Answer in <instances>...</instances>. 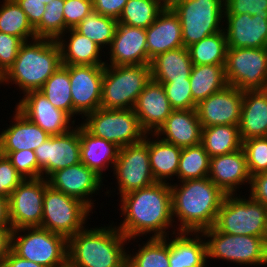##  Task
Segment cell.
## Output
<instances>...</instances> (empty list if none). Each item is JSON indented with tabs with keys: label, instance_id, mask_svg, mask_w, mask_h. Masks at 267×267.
<instances>
[{
	"label": "cell",
	"instance_id": "cell-1",
	"mask_svg": "<svg viewBox=\"0 0 267 267\" xmlns=\"http://www.w3.org/2000/svg\"><path fill=\"white\" fill-rule=\"evenodd\" d=\"M124 219L116 227L129 239L167 237L173 226L170 183L155 182L120 197ZM154 233V234H153Z\"/></svg>",
	"mask_w": 267,
	"mask_h": 267
},
{
	"label": "cell",
	"instance_id": "cell-2",
	"mask_svg": "<svg viewBox=\"0 0 267 267\" xmlns=\"http://www.w3.org/2000/svg\"><path fill=\"white\" fill-rule=\"evenodd\" d=\"M181 183V184H180ZM171 184L172 218L177 232H201L214 226L226 194L208 177Z\"/></svg>",
	"mask_w": 267,
	"mask_h": 267
},
{
	"label": "cell",
	"instance_id": "cell-3",
	"mask_svg": "<svg viewBox=\"0 0 267 267\" xmlns=\"http://www.w3.org/2000/svg\"><path fill=\"white\" fill-rule=\"evenodd\" d=\"M127 241L113 223L84 228L68 238L67 267H127Z\"/></svg>",
	"mask_w": 267,
	"mask_h": 267
},
{
	"label": "cell",
	"instance_id": "cell-4",
	"mask_svg": "<svg viewBox=\"0 0 267 267\" xmlns=\"http://www.w3.org/2000/svg\"><path fill=\"white\" fill-rule=\"evenodd\" d=\"M61 65L57 40L36 38L21 45L13 65L0 78V84H16L23 94L38 91Z\"/></svg>",
	"mask_w": 267,
	"mask_h": 267
},
{
	"label": "cell",
	"instance_id": "cell-5",
	"mask_svg": "<svg viewBox=\"0 0 267 267\" xmlns=\"http://www.w3.org/2000/svg\"><path fill=\"white\" fill-rule=\"evenodd\" d=\"M151 79L150 65H105L100 108L133 109Z\"/></svg>",
	"mask_w": 267,
	"mask_h": 267
},
{
	"label": "cell",
	"instance_id": "cell-6",
	"mask_svg": "<svg viewBox=\"0 0 267 267\" xmlns=\"http://www.w3.org/2000/svg\"><path fill=\"white\" fill-rule=\"evenodd\" d=\"M11 250L43 267H67L68 239L42 227L12 230Z\"/></svg>",
	"mask_w": 267,
	"mask_h": 267
},
{
	"label": "cell",
	"instance_id": "cell-7",
	"mask_svg": "<svg viewBox=\"0 0 267 267\" xmlns=\"http://www.w3.org/2000/svg\"><path fill=\"white\" fill-rule=\"evenodd\" d=\"M237 195L225 196L213 227L226 234L262 237L267 241V206L250 195L248 199Z\"/></svg>",
	"mask_w": 267,
	"mask_h": 267
},
{
	"label": "cell",
	"instance_id": "cell-8",
	"mask_svg": "<svg viewBox=\"0 0 267 267\" xmlns=\"http://www.w3.org/2000/svg\"><path fill=\"white\" fill-rule=\"evenodd\" d=\"M200 233L208 238L205 239L207 259L249 266L267 265V241L262 237L226 234L214 227Z\"/></svg>",
	"mask_w": 267,
	"mask_h": 267
},
{
	"label": "cell",
	"instance_id": "cell-9",
	"mask_svg": "<svg viewBox=\"0 0 267 267\" xmlns=\"http://www.w3.org/2000/svg\"><path fill=\"white\" fill-rule=\"evenodd\" d=\"M92 211L79 199L52 188L45 179L43 217L40 227L68 239L86 227L84 224Z\"/></svg>",
	"mask_w": 267,
	"mask_h": 267
},
{
	"label": "cell",
	"instance_id": "cell-10",
	"mask_svg": "<svg viewBox=\"0 0 267 267\" xmlns=\"http://www.w3.org/2000/svg\"><path fill=\"white\" fill-rule=\"evenodd\" d=\"M172 10L181 22L185 48L206 36L223 31L224 0H185Z\"/></svg>",
	"mask_w": 267,
	"mask_h": 267
},
{
	"label": "cell",
	"instance_id": "cell-11",
	"mask_svg": "<svg viewBox=\"0 0 267 267\" xmlns=\"http://www.w3.org/2000/svg\"><path fill=\"white\" fill-rule=\"evenodd\" d=\"M85 117L81 124L92 135L114 143L119 148L139 143L147 134L133 109L98 108Z\"/></svg>",
	"mask_w": 267,
	"mask_h": 267
},
{
	"label": "cell",
	"instance_id": "cell-12",
	"mask_svg": "<svg viewBox=\"0 0 267 267\" xmlns=\"http://www.w3.org/2000/svg\"><path fill=\"white\" fill-rule=\"evenodd\" d=\"M225 76L228 85L241 91L266 89L267 47L228 48Z\"/></svg>",
	"mask_w": 267,
	"mask_h": 267
},
{
	"label": "cell",
	"instance_id": "cell-13",
	"mask_svg": "<svg viewBox=\"0 0 267 267\" xmlns=\"http://www.w3.org/2000/svg\"><path fill=\"white\" fill-rule=\"evenodd\" d=\"M143 141L121 147L113 167L120 197L155 183L150 167L148 137Z\"/></svg>",
	"mask_w": 267,
	"mask_h": 267
},
{
	"label": "cell",
	"instance_id": "cell-14",
	"mask_svg": "<svg viewBox=\"0 0 267 267\" xmlns=\"http://www.w3.org/2000/svg\"><path fill=\"white\" fill-rule=\"evenodd\" d=\"M45 178L24 179L8 198L12 230L40 227L43 217Z\"/></svg>",
	"mask_w": 267,
	"mask_h": 267
},
{
	"label": "cell",
	"instance_id": "cell-15",
	"mask_svg": "<svg viewBox=\"0 0 267 267\" xmlns=\"http://www.w3.org/2000/svg\"><path fill=\"white\" fill-rule=\"evenodd\" d=\"M34 152L38 167L42 170V178L45 179L56 170L79 164V125L66 133L50 136Z\"/></svg>",
	"mask_w": 267,
	"mask_h": 267
},
{
	"label": "cell",
	"instance_id": "cell-16",
	"mask_svg": "<svg viewBox=\"0 0 267 267\" xmlns=\"http://www.w3.org/2000/svg\"><path fill=\"white\" fill-rule=\"evenodd\" d=\"M104 66L69 65L74 115L85 116L100 108Z\"/></svg>",
	"mask_w": 267,
	"mask_h": 267
},
{
	"label": "cell",
	"instance_id": "cell-17",
	"mask_svg": "<svg viewBox=\"0 0 267 267\" xmlns=\"http://www.w3.org/2000/svg\"><path fill=\"white\" fill-rule=\"evenodd\" d=\"M243 93L244 91L227 85L201 101L196 110L202 128L215 125L238 126L242 112Z\"/></svg>",
	"mask_w": 267,
	"mask_h": 267
},
{
	"label": "cell",
	"instance_id": "cell-18",
	"mask_svg": "<svg viewBox=\"0 0 267 267\" xmlns=\"http://www.w3.org/2000/svg\"><path fill=\"white\" fill-rule=\"evenodd\" d=\"M15 106L50 136L60 135L74 128L75 119L67 112L55 108L39 90L25 93Z\"/></svg>",
	"mask_w": 267,
	"mask_h": 267
},
{
	"label": "cell",
	"instance_id": "cell-19",
	"mask_svg": "<svg viewBox=\"0 0 267 267\" xmlns=\"http://www.w3.org/2000/svg\"><path fill=\"white\" fill-rule=\"evenodd\" d=\"M102 180L100 176L81 162L56 170L47 178L48 184L52 188L79 199L91 210L95 204L92 200V194L99 192L101 186L104 185Z\"/></svg>",
	"mask_w": 267,
	"mask_h": 267
},
{
	"label": "cell",
	"instance_id": "cell-20",
	"mask_svg": "<svg viewBox=\"0 0 267 267\" xmlns=\"http://www.w3.org/2000/svg\"><path fill=\"white\" fill-rule=\"evenodd\" d=\"M105 65H148L146 29L118 23Z\"/></svg>",
	"mask_w": 267,
	"mask_h": 267
},
{
	"label": "cell",
	"instance_id": "cell-21",
	"mask_svg": "<svg viewBox=\"0 0 267 267\" xmlns=\"http://www.w3.org/2000/svg\"><path fill=\"white\" fill-rule=\"evenodd\" d=\"M224 22L228 48L267 47V15L224 14Z\"/></svg>",
	"mask_w": 267,
	"mask_h": 267
},
{
	"label": "cell",
	"instance_id": "cell-22",
	"mask_svg": "<svg viewBox=\"0 0 267 267\" xmlns=\"http://www.w3.org/2000/svg\"><path fill=\"white\" fill-rule=\"evenodd\" d=\"M208 178L226 195H234L240 185L250 184L251 175L243 148L211 157Z\"/></svg>",
	"mask_w": 267,
	"mask_h": 267
},
{
	"label": "cell",
	"instance_id": "cell-23",
	"mask_svg": "<svg viewBox=\"0 0 267 267\" xmlns=\"http://www.w3.org/2000/svg\"><path fill=\"white\" fill-rule=\"evenodd\" d=\"M142 129L155 134L174 110L162 84L151 81L139 94L133 108Z\"/></svg>",
	"mask_w": 267,
	"mask_h": 267
},
{
	"label": "cell",
	"instance_id": "cell-24",
	"mask_svg": "<svg viewBox=\"0 0 267 267\" xmlns=\"http://www.w3.org/2000/svg\"><path fill=\"white\" fill-rule=\"evenodd\" d=\"M15 109L11 125L5 130L3 128L0 133V154L4 156L13 151H35L50 137L47 132Z\"/></svg>",
	"mask_w": 267,
	"mask_h": 267
},
{
	"label": "cell",
	"instance_id": "cell-25",
	"mask_svg": "<svg viewBox=\"0 0 267 267\" xmlns=\"http://www.w3.org/2000/svg\"><path fill=\"white\" fill-rule=\"evenodd\" d=\"M148 65L159 54L183 47L181 22L172 9H163L146 28Z\"/></svg>",
	"mask_w": 267,
	"mask_h": 267
},
{
	"label": "cell",
	"instance_id": "cell-26",
	"mask_svg": "<svg viewBox=\"0 0 267 267\" xmlns=\"http://www.w3.org/2000/svg\"><path fill=\"white\" fill-rule=\"evenodd\" d=\"M155 135L161 140L181 148L200 144L202 125L197 110H173Z\"/></svg>",
	"mask_w": 267,
	"mask_h": 267
},
{
	"label": "cell",
	"instance_id": "cell-27",
	"mask_svg": "<svg viewBox=\"0 0 267 267\" xmlns=\"http://www.w3.org/2000/svg\"><path fill=\"white\" fill-rule=\"evenodd\" d=\"M173 230L171 234L176 237L169 239V267H207L206 243L202 233Z\"/></svg>",
	"mask_w": 267,
	"mask_h": 267
},
{
	"label": "cell",
	"instance_id": "cell-28",
	"mask_svg": "<svg viewBox=\"0 0 267 267\" xmlns=\"http://www.w3.org/2000/svg\"><path fill=\"white\" fill-rule=\"evenodd\" d=\"M238 128L242 141L267 137V89L244 91Z\"/></svg>",
	"mask_w": 267,
	"mask_h": 267
},
{
	"label": "cell",
	"instance_id": "cell-29",
	"mask_svg": "<svg viewBox=\"0 0 267 267\" xmlns=\"http://www.w3.org/2000/svg\"><path fill=\"white\" fill-rule=\"evenodd\" d=\"M80 160L102 179L103 171L113 168L117 160L119 147L107 140L92 135L79 124ZM113 165V166H112Z\"/></svg>",
	"mask_w": 267,
	"mask_h": 267
},
{
	"label": "cell",
	"instance_id": "cell-30",
	"mask_svg": "<svg viewBox=\"0 0 267 267\" xmlns=\"http://www.w3.org/2000/svg\"><path fill=\"white\" fill-rule=\"evenodd\" d=\"M67 33L68 38L65 39L64 37ZM57 42L61 50L62 65L105 66L106 64L100 56L102 49L94 41L78 33L74 28L68 29Z\"/></svg>",
	"mask_w": 267,
	"mask_h": 267
},
{
	"label": "cell",
	"instance_id": "cell-31",
	"mask_svg": "<svg viewBox=\"0 0 267 267\" xmlns=\"http://www.w3.org/2000/svg\"><path fill=\"white\" fill-rule=\"evenodd\" d=\"M192 66L187 48L172 49L151 60V78L155 82L189 80Z\"/></svg>",
	"mask_w": 267,
	"mask_h": 267
},
{
	"label": "cell",
	"instance_id": "cell-32",
	"mask_svg": "<svg viewBox=\"0 0 267 267\" xmlns=\"http://www.w3.org/2000/svg\"><path fill=\"white\" fill-rule=\"evenodd\" d=\"M148 150L150 167L156 182L169 183L173 176L177 177V170L181 155V147L161 140L157 135L150 134ZM152 138V140H151Z\"/></svg>",
	"mask_w": 267,
	"mask_h": 267
},
{
	"label": "cell",
	"instance_id": "cell-33",
	"mask_svg": "<svg viewBox=\"0 0 267 267\" xmlns=\"http://www.w3.org/2000/svg\"><path fill=\"white\" fill-rule=\"evenodd\" d=\"M189 80L192 98L197 105L228 85L225 65H193Z\"/></svg>",
	"mask_w": 267,
	"mask_h": 267
},
{
	"label": "cell",
	"instance_id": "cell-34",
	"mask_svg": "<svg viewBox=\"0 0 267 267\" xmlns=\"http://www.w3.org/2000/svg\"><path fill=\"white\" fill-rule=\"evenodd\" d=\"M201 144L209 157L224 155L242 148L236 125H215L202 128Z\"/></svg>",
	"mask_w": 267,
	"mask_h": 267
},
{
	"label": "cell",
	"instance_id": "cell-35",
	"mask_svg": "<svg viewBox=\"0 0 267 267\" xmlns=\"http://www.w3.org/2000/svg\"><path fill=\"white\" fill-rule=\"evenodd\" d=\"M187 49L193 65H225L228 49L225 32L206 36Z\"/></svg>",
	"mask_w": 267,
	"mask_h": 267
},
{
	"label": "cell",
	"instance_id": "cell-36",
	"mask_svg": "<svg viewBox=\"0 0 267 267\" xmlns=\"http://www.w3.org/2000/svg\"><path fill=\"white\" fill-rule=\"evenodd\" d=\"M57 109L74 117L69 65H61L43 84L39 90Z\"/></svg>",
	"mask_w": 267,
	"mask_h": 267
},
{
	"label": "cell",
	"instance_id": "cell-37",
	"mask_svg": "<svg viewBox=\"0 0 267 267\" xmlns=\"http://www.w3.org/2000/svg\"><path fill=\"white\" fill-rule=\"evenodd\" d=\"M138 246L137 252L127 254V267H169V236L150 237Z\"/></svg>",
	"mask_w": 267,
	"mask_h": 267
},
{
	"label": "cell",
	"instance_id": "cell-38",
	"mask_svg": "<svg viewBox=\"0 0 267 267\" xmlns=\"http://www.w3.org/2000/svg\"><path fill=\"white\" fill-rule=\"evenodd\" d=\"M0 32L19 37L23 42L36 39L34 28L29 23L26 13L15 0H3L1 4Z\"/></svg>",
	"mask_w": 267,
	"mask_h": 267
},
{
	"label": "cell",
	"instance_id": "cell-39",
	"mask_svg": "<svg viewBox=\"0 0 267 267\" xmlns=\"http://www.w3.org/2000/svg\"><path fill=\"white\" fill-rule=\"evenodd\" d=\"M210 157L200 143L181 150L177 179L178 181L202 179L208 177Z\"/></svg>",
	"mask_w": 267,
	"mask_h": 267
},
{
	"label": "cell",
	"instance_id": "cell-40",
	"mask_svg": "<svg viewBox=\"0 0 267 267\" xmlns=\"http://www.w3.org/2000/svg\"><path fill=\"white\" fill-rule=\"evenodd\" d=\"M118 21L92 11L74 29L94 41L101 49L111 45Z\"/></svg>",
	"mask_w": 267,
	"mask_h": 267
},
{
	"label": "cell",
	"instance_id": "cell-41",
	"mask_svg": "<svg viewBox=\"0 0 267 267\" xmlns=\"http://www.w3.org/2000/svg\"><path fill=\"white\" fill-rule=\"evenodd\" d=\"M163 10L159 0H128L118 23L146 29Z\"/></svg>",
	"mask_w": 267,
	"mask_h": 267
},
{
	"label": "cell",
	"instance_id": "cell-42",
	"mask_svg": "<svg viewBox=\"0 0 267 267\" xmlns=\"http://www.w3.org/2000/svg\"><path fill=\"white\" fill-rule=\"evenodd\" d=\"M64 0H51L41 21L34 27L36 38L58 40L68 28L63 16Z\"/></svg>",
	"mask_w": 267,
	"mask_h": 267
},
{
	"label": "cell",
	"instance_id": "cell-43",
	"mask_svg": "<svg viewBox=\"0 0 267 267\" xmlns=\"http://www.w3.org/2000/svg\"><path fill=\"white\" fill-rule=\"evenodd\" d=\"M251 177L267 171V137H253L242 141Z\"/></svg>",
	"mask_w": 267,
	"mask_h": 267
},
{
	"label": "cell",
	"instance_id": "cell-44",
	"mask_svg": "<svg viewBox=\"0 0 267 267\" xmlns=\"http://www.w3.org/2000/svg\"><path fill=\"white\" fill-rule=\"evenodd\" d=\"M163 85L167 98L174 110L196 109L193 101L190 80H172L171 82H157Z\"/></svg>",
	"mask_w": 267,
	"mask_h": 267
},
{
	"label": "cell",
	"instance_id": "cell-45",
	"mask_svg": "<svg viewBox=\"0 0 267 267\" xmlns=\"http://www.w3.org/2000/svg\"><path fill=\"white\" fill-rule=\"evenodd\" d=\"M6 157L23 179L42 178V170L38 167L34 151H13Z\"/></svg>",
	"mask_w": 267,
	"mask_h": 267
},
{
	"label": "cell",
	"instance_id": "cell-46",
	"mask_svg": "<svg viewBox=\"0 0 267 267\" xmlns=\"http://www.w3.org/2000/svg\"><path fill=\"white\" fill-rule=\"evenodd\" d=\"M23 43L19 37L0 32V78L13 65Z\"/></svg>",
	"mask_w": 267,
	"mask_h": 267
},
{
	"label": "cell",
	"instance_id": "cell-47",
	"mask_svg": "<svg viewBox=\"0 0 267 267\" xmlns=\"http://www.w3.org/2000/svg\"><path fill=\"white\" fill-rule=\"evenodd\" d=\"M92 11V0H64L65 26L68 29L75 28Z\"/></svg>",
	"mask_w": 267,
	"mask_h": 267
},
{
	"label": "cell",
	"instance_id": "cell-48",
	"mask_svg": "<svg viewBox=\"0 0 267 267\" xmlns=\"http://www.w3.org/2000/svg\"><path fill=\"white\" fill-rule=\"evenodd\" d=\"M24 179L12 166L11 161L0 154V196L9 198L10 194Z\"/></svg>",
	"mask_w": 267,
	"mask_h": 267
},
{
	"label": "cell",
	"instance_id": "cell-49",
	"mask_svg": "<svg viewBox=\"0 0 267 267\" xmlns=\"http://www.w3.org/2000/svg\"><path fill=\"white\" fill-rule=\"evenodd\" d=\"M224 14L267 15V0H224Z\"/></svg>",
	"mask_w": 267,
	"mask_h": 267
},
{
	"label": "cell",
	"instance_id": "cell-50",
	"mask_svg": "<svg viewBox=\"0 0 267 267\" xmlns=\"http://www.w3.org/2000/svg\"><path fill=\"white\" fill-rule=\"evenodd\" d=\"M127 1L128 0H92L93 11L118 20Z\"/></svg>",
	"mask_w": 267,
	"mask_h": 267
},
{
	"label": "cell",
	"instance_id": "cell-51",
	"mask_svg": "<svg viewBox=\"0 0 267 267\" xmlns=\"http://www.w3.org/2000/svg\"><path fill=\"white\" fill-rule=\"evenodd\" d=\"M26 13L29 23L34 28L42 18L46 4L39 0H15Z\"/></svg>",
	"mask_w": 267,
	"mask_h": 267
},
{
	"label": "cell",
	"instance_id": "cell-52",
	"mask_svg": "<svg viewBox=\"0 0 267 267\" xmlns=\"http://www.w3.org/2000/svg\"><path fill=\"white\" fill-rule=\"evenodd\" d=\"M249 186L250 196L267 206V171L253 175Z\"/></svg>",
	"mask_w": 267,
	"mask_h": 267
},
{
	"label": "cell",
	"instance_id": "cell-53",
	"mask_svg": "<svg viewBox=\"0 0 267 267\" xmlns=\"http://www.w3.org/2000/svg\"><path fill=\"white\" fill-rule=\"evenodd\" d=\"M0 267H43L35 262L23 259L16 255L12 250L9 251L8 255L4 258Z\"/></svg>",
	"mask_w": 267,
	"mask_h": 267
},
{
	"label": "cell",
	"instance_id": "cell-54",
	"mask_svg": "<svg viewBox=\"0 0 267 267\" xmlns=\"http://www.w3.org/2000/svg\"><path fill=\"white\" fill-rule=\"evenodd\" d=\"M11 227H0V265L11 250Z\"/></svg>",
	"mask_w": 267,
	"mask_h": 267
},
{
	"label": "cell",
	"instance_id": "cell-55",
	"mask_svg": "<svg viewBox=\"0 0 267 267\" xmlns=\"http://www.w3.org/2000/svg\"><path fill=\"white\" fill-rule=\"evenodd\" d=\"M0 227H11L8 199L0 196Z\"/></svg>",
	"mask_w": 267,
	"mask_h": 267
},
{
	"label": "cell",
	"instance_id": "cell-56",
	"mask_svg": "<svg viewBox=\"0 0 267 267\" xmlns=\"http://www.w3.org/2000/svg\"><path fill=\"white\" fill-rule=\"evenodd\" d=\"M185 0H159L163 9H172L175 5Z\"/></svg>",
	"mask_w": 267,
	"mask_h": 267
},
{
	"label": "cell",
	"instance_id": "cell-57",
	"mask_svg": "<svg viewBox=\"0 0 267 267\" xmlns=\"http://www.w3.org/2000/svg\"><path fill=\"white\" fill-rule=\"evenodd\" d=\"M39 1H41L42 3L48 5L51 0H39Z\"/></svg>",
	"mask_w": 267,
	"mask_h": 267
}]
</instances>
